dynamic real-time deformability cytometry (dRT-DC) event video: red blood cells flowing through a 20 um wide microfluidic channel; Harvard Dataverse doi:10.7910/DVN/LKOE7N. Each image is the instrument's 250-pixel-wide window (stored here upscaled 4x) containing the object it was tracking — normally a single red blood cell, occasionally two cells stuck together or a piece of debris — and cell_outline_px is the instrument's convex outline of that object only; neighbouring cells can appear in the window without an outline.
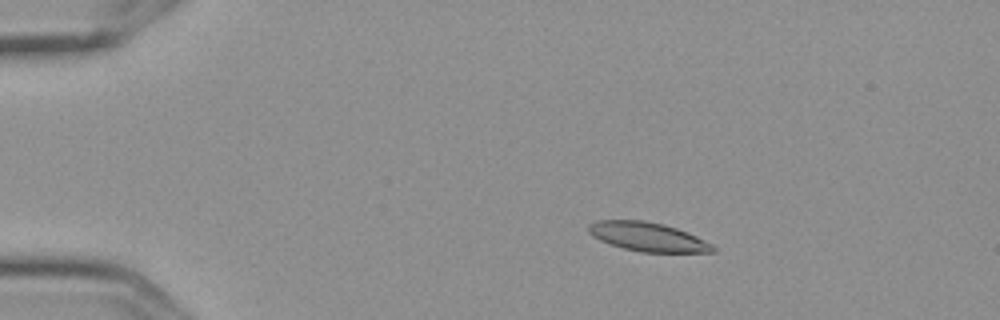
{"species": "Egyptian fruit bat (a non-hibernating species)", "species_latin": "Rousettus aegyptiacus", "temperature_condition": "cold", "stored_images_in_passage": 6, "camera_frame_rate_fps": 3000, "um_per_image_px": 0.085, "frame": {"image": 1, "passage_image": 3, "time_ms": 0.667, "image_size_px": [1000, 320], "cell_outline_px": [[716, 252], [640, 252], [624, 248], [600, 240], [592, 236], [588, 232], [588, 224], [596, 220], [644, 220], [664, 224], [688, 232], [712, 244], [716, 248]], "centroid_in_image_um": [55.06, 20.12], "position_along_channel_um": 29.9, "area_um2": 20.98}}
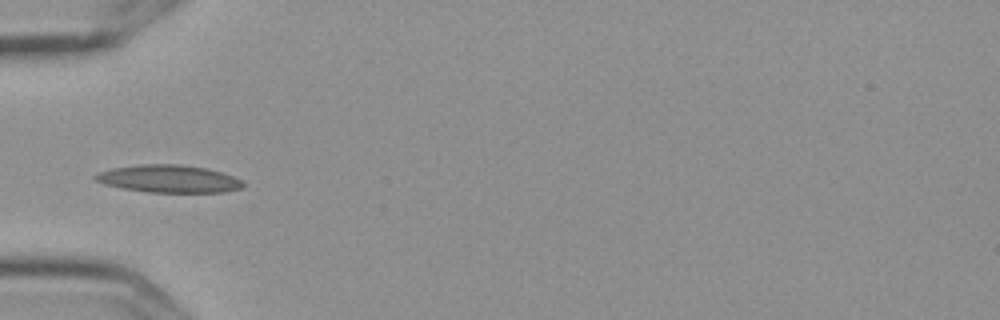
{"frame": {"image": 2, "passage_image": 5, "time_ms": 1.333, "image_size_px": [1000, 320], "cell_outline_px": [[244, 184], [240, 188], [224, 192], [148, 192], [120, 188], [104, 184], [96, 180], [92, 176], [96, 172], [112, 168], [140, 164], [180, 164], [208, 168], [232, 176], [240, 180]], "centroid_in_image_um": [14.28, 15.19], "position_along_channel_um": 70.7, "area_um2": 23.76}}
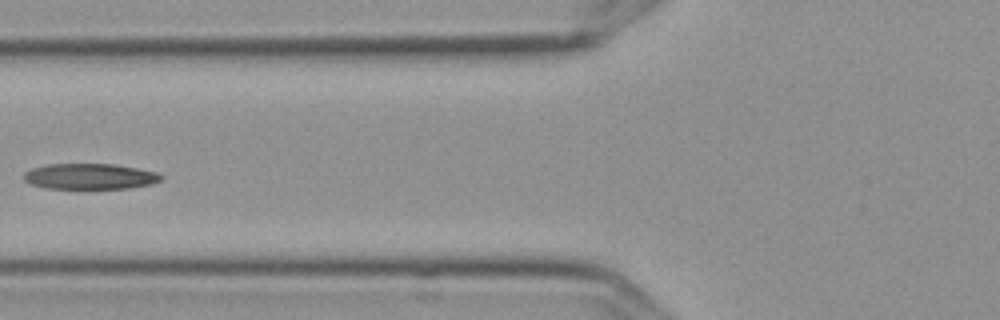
{"frame": {"image": 3, "passage_image": 6, "time_ms": 1.667, "image_size_px": [1000, 320], "cell_outline_px": [[164, 176], [160, 180], [152, 184], [128, 188], [44, 188], [32, 184], [24, 180], [24, 172], [32, 168], [48, 164], [116, 164], [156, 172]], "centroid_in_image_um": [7.64, 14.99], "position_along_channel_um": 118.2, "area_um2": 20.46}}